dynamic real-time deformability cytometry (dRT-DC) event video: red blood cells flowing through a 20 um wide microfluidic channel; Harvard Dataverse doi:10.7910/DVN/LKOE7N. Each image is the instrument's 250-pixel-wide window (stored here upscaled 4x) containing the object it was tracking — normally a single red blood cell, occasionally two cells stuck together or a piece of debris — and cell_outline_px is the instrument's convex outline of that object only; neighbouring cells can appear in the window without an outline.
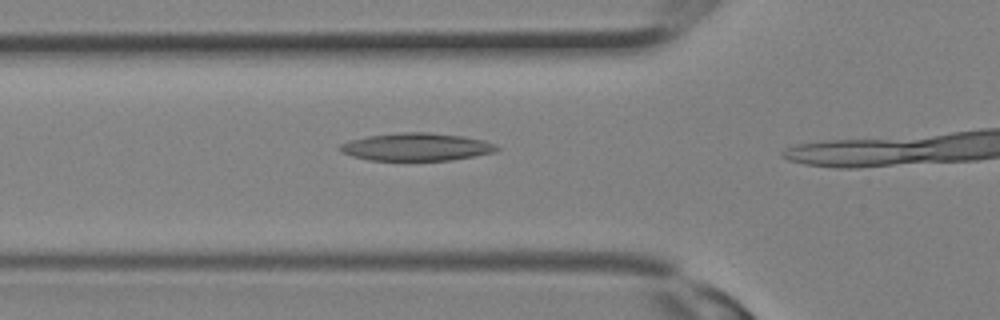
{"species": "Egyptian fruit bat (a non-hibernating species)", "species_latin": "Rousettus aegyptiacus", "temperature_condition": "room temperature", "stored_images_in_passage": 8, "camera_frame_rate_fps": 3000, "um_per_image_px": 0.085, "animal": {"sex": "female"}, "frame": {"image": 1, "passage_image": 7, "time_ms": 2.0, "image_size_px": [1000, 320], "cell_outline_px": [[500, 148], [496, 152], [452, 160], [368, 160], [352, 156], [340, 152], [340, 144], [352, 140], [368, 136], [404, 132], [428, 132], [464, 136], [484, 140]], "centroid_in_image_um": [35.41, 12.49], "position_along_channel_um": 90.4, "area_um2": 25.2}}